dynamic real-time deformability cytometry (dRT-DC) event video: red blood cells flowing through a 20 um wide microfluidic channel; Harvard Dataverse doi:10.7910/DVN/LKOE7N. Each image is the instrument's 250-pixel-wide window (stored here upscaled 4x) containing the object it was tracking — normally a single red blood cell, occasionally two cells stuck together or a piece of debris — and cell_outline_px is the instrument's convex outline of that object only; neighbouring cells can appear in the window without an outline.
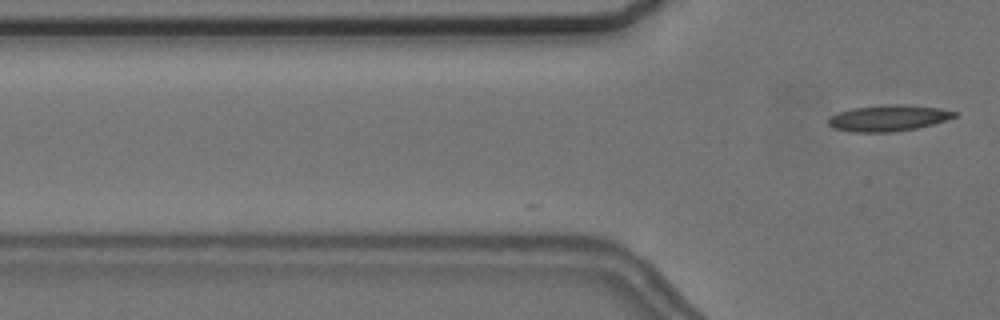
{"species": "common noctule bat (a hibernating species)", "species_latin": "Nyctalus noctula", "temperature_condition": "cold", "stored_images_in_passage": 2, "camera_frame_rate_fps": 3000, "um_per_image_px": 0.085, "animal": {"sex": "female", "body_mass_g": 24.6, "forearm_length_mm": 56.2}, "frame": {"image": 1, "passage_image": 2, "time_ms": 0.333, "image_size_px": [1000, 320], "cell_outline_px": [[960, 112], [956, 116], [932, 124], [916, 128], [892, 132], [852, 132], [832, 128], [828, 124], [828, 120], [832, 116], [840, 112], [852, 108], [880, 104], [904, 104], [940, 108]], "centroid_in_image_um": [75.51, 10.02], "position_along_channel_um": 50.3, "area_um2": 19.31}}